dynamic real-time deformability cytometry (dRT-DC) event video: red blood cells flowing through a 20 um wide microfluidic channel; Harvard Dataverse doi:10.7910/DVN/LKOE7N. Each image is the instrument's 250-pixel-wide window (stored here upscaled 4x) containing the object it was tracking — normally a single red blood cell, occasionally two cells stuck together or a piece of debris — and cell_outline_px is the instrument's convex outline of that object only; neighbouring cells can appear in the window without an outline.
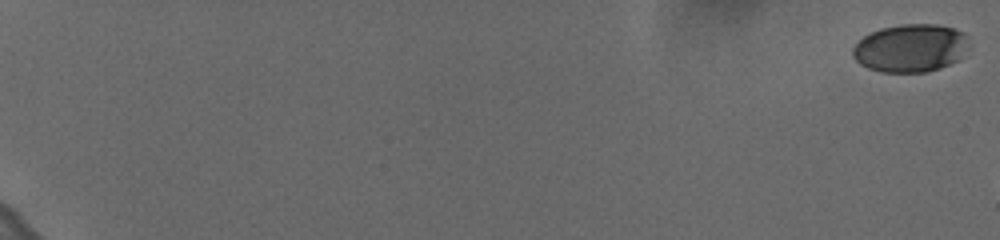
{"species": "human", "species_latin": "Homo sapiens", "temperature_condition": "cold", "stored_images_in_passage": 10, "camera_frame_rate_fps": 3000, "um_per_image_px": 0.085, "donor": {"sex": "female"}, "frame": {"image": 1, "passage_image": 1, "time_ms": 0.0, "image_size_px": [1000, 240], "cell_outline_px": [[972, 44], [960, 60], [940, 68], [928, 72], [880, 72], [868, 68], [860, 64], [852, 56], [852, 48], [864, 36], [880, 28], [900, 24], [940, 24], [956, 28], [964, 32]], "centroid_in_image_um": [77.46, 4.08], "position_along_channel_um": 7.5, "area_um2": 33.18}}